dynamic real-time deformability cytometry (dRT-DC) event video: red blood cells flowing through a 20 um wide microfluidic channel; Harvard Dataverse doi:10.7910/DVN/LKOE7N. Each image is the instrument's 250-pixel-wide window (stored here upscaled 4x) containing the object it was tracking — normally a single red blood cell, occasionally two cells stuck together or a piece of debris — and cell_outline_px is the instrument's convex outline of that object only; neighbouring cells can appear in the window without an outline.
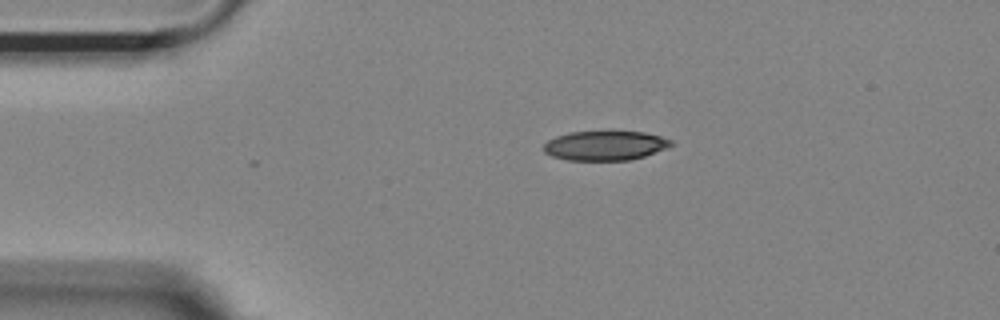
{"species": "Egyptian fruit bat (a non-hibernating species)", "species_latin": "Rousettus aegyptiacus", "temperature_condition": "room temperature", "stored_images_in_passage": 2, "camera_frame_rate_fps": 3000, "um_per_image_px": 0.085, "animal": {"sex": "female"}, "frame": {"image": 1, "passage_image": 2, "time_ms": 0.333, "image_size_px": [1000, 320], "cell_outline_px": [[672, 144], [664, 148], [644, 156], [628, 160], [568, 160], [552, 156], [544, 152], [544, 144], [548, 140], [556, 136], [568, 132], [612, 128], [644, 132], [660, 136], [672, 140]], "centroid_in_image_um": [51.4, 12.31], "position_along_channel_um": 33.6, "area_um2": 22.66}}